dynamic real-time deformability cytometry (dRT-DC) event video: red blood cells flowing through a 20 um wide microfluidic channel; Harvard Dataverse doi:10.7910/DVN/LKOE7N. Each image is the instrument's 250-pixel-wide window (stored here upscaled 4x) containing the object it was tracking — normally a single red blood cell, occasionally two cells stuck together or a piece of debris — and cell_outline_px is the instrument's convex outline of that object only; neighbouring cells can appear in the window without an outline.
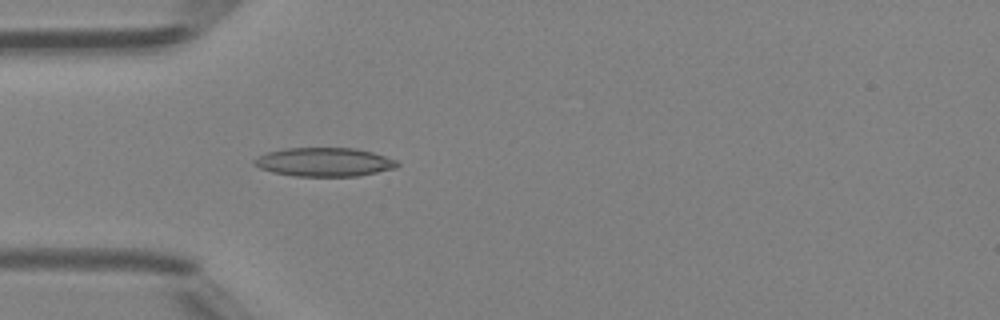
{"species": "Egyptian fruit bat (a non-hibernating species)", "species_latin": "Rousettus aegyptiacus", "temperature_condition": "room temperature", "stored_images_in_passage": 31, "camera_frame_rate_fps": 3000, "um_per_image_px": 0.085, "animal": {"sex": "female"}, "frame": {"image": 1, "passage_image": 14, "time_ms": 4.333, "image_size_px": [1000, 320], "cell_outline_px": [[400, 164], [396, 168], [356, 176], [296, 176], [272, 172], [260, 168], [252, 164], [252, 160], [256, 156], [268, 152], [284, 148], [356, 148], [372, 152], [396, 160]], "centroid_in_image_um": [27.52, 13.77], "position_along_channel_um": 57.5, "area_um2": 23.99}}
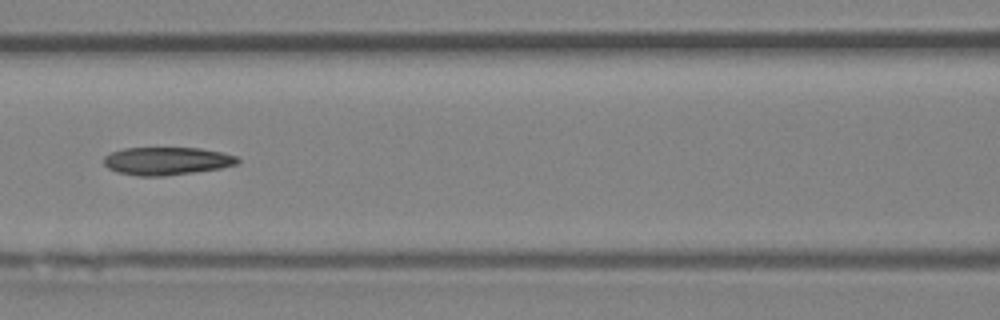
{"frame": {"image": 2, "passage_image": 21, "time_ms": 6.667, "image_size_px": [1000, 320], "cell_outline_px": [[240, 160], [236, 164], [220, 168], [164, 176], [136, 176], [116, 172], [108, 168], [104, 164], [104, 156], [112, 152], [124, 148], [200, 148], [224, 152], [236, 156]], "centroid_in_image_um": [14.16, 13.68], "position_along_channel_um": 152.4, "area_um2": 21.73}}
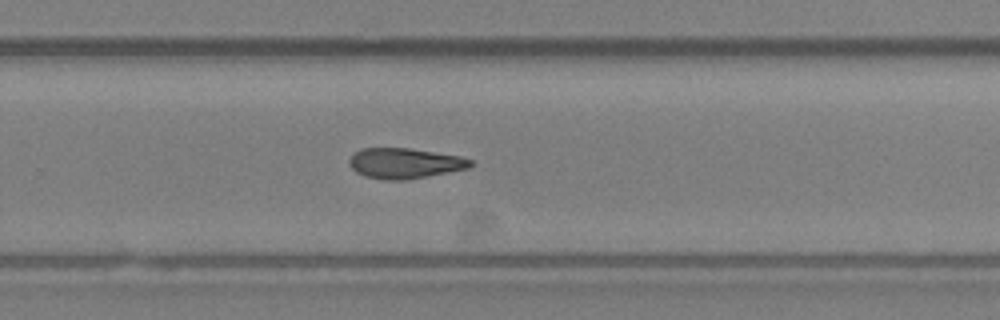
{"frame": {"image": 3, "passage_image": 31, "time_ms": 10.0, "image_size_px": [1000, 320], "cell_outline_px": [[476, 164], [468, 168], [408, 180], [384, 180], [364, 176], [356, 172], [348, 164], [348, 160], [360, 148], [408, 148], [460, 156], [472, 160]], "centroid_in_image_um": [34.4, 13.88], "position_along_channel_um": 295.4, "area_um2": 21.56}}